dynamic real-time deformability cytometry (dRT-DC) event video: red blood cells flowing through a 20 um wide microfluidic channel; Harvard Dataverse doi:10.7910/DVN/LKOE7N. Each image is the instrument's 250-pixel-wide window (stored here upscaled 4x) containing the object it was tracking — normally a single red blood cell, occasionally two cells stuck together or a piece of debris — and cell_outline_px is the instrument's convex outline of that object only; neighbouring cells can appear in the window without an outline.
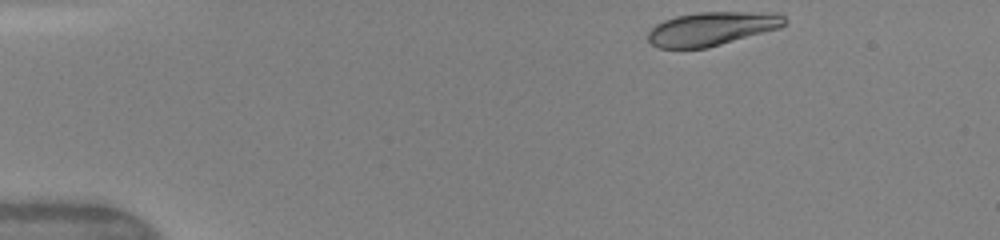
{"species": "human", "species_latin": "Homo sapiens", "temperature_condition": "warm", "stored_images_in_passage": 42, "camera_frame_rate_fps": 3000, "um_per_image_px": 0.085, "donor": {"sex": "female"}, "frame": {"image": 1, "passage_image": 1, "time_ms": 0.0, "image_size_px": [1000, 240], "cell_outline_px": [[788, 20], [780, 28], [708, 48], [660, 48], [652, 44], [648, 40], [648, 32], [656, 24], [664, 20], [676, 16], [700, 12], [780, 12]], "centroid_in_image_um": [60.54, 2.43], "position_along_channel_um": 24.5, "area_um2": 26.93}}
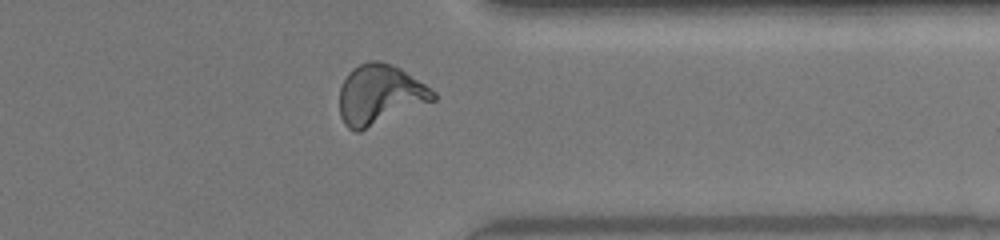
{"frame": {"image": 2, "passage_image": 33, "time_ms": 10.667, "image_size_px": [1000, 240], "cell_outline_px": [[436, 100], [360, 132], [356, 132], [348, 128], [344, 124], [340, 116], [340, 88], [348, 72], [352, 68], [368, 60], [380, 60], [392, 64], [400, 68], [436, 92]], "centroid_in_image_um": [32.28, 8.05], "position_along_channel_um": 379.1, "area_um2": 32.89}}
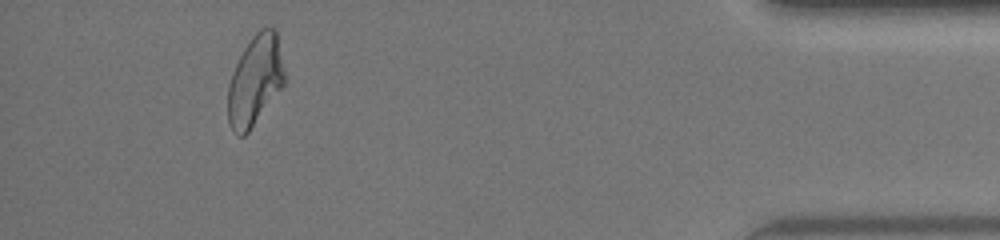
{"frame": {"image": 3, "passage_image": 39, "time_ms": 12.667, "image_size_px": [1000, 240], "cell_outline_px": [[284, 84], [248, 132], [244, 136], [236, 136], [232, 132], [228, 124], [228, 84], [232, 72], [244, 48], [252, 36], [260, 28], [276, 28], [284, 68]], "centroid_in_image_um": [21.66, 6.85], "position_along_channel_um": 413.5, "area_um2": 29.65}, "authors_computed_cell_mechanics": {"area_um2": 30.2294, "velocity_mm_per_s": 4.1623, "shape_relaxation_time_tau1_ms": 3.0704, "shape_relaxation_time_tau2_ms": 0.6861, "deformation_change_tau1": 0.1833, "deformation_change_tau2": 0.0689}}